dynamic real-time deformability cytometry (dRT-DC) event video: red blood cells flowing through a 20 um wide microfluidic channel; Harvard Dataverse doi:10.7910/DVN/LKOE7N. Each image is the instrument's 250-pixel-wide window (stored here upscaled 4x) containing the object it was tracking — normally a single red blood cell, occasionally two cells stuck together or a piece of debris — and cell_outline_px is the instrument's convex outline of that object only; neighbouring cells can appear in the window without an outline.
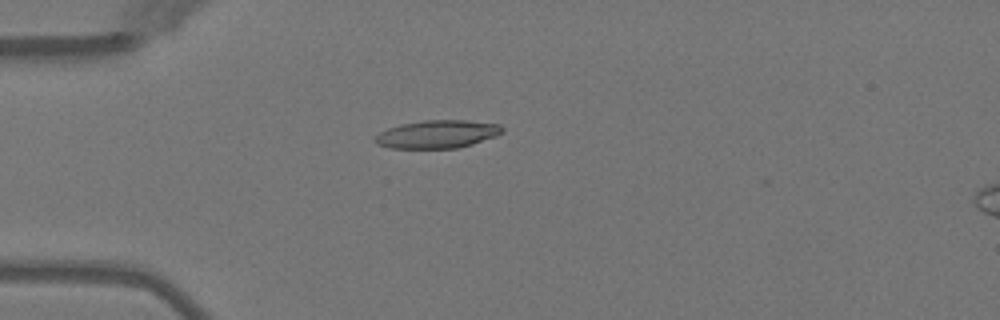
{"species": "Egyptian fruit bat (a non-hibernating species)", "species_latin": "Rousettus aegyptiacus", "temperature_condition": "warm", "stored_images_in_passage": 7, "camera_frame_rate_fps": 3000, "um_per_image_px": 0.085, "animal": {"sex": "female"}, "frame": {"image": 1, "passage_image": 1, "time_ms": 0.0, "image_size_px": [1000, 320], "cell_outline_px": [[504, 132], [496, 136], [472, 144], [456, 148], [392, 148], [376, 144], [376, 136], [380, 132], [388, 128], [400, 124], [424, 120], [468, 120], [500, 124], [504, 128]], "centroid_in_image_um": [37.21, 11.39], "position_along_channel_um": 47.8, "area_um2": 20.75}}
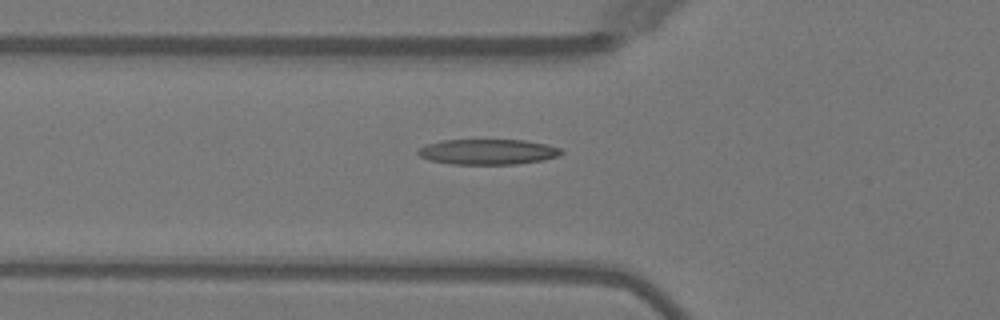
{"frame": {"image": 2, "passage_image": 5, "time_ms": 1.333, "image_size_px": [1000, 320], "cell_outline_px": [[564, 152], [560, 156], [544, 160], [516, 164], [452, 164], [428, 160], [420, 156], [416, 152], [420, 148], [428, 144], [444, 140], [524, 140], [544, 144], [560, 148]], "centroid_in_image_um": [41.48, 12.91], "position_along_channel_um": 84.3, "area_um2": 21.15}}